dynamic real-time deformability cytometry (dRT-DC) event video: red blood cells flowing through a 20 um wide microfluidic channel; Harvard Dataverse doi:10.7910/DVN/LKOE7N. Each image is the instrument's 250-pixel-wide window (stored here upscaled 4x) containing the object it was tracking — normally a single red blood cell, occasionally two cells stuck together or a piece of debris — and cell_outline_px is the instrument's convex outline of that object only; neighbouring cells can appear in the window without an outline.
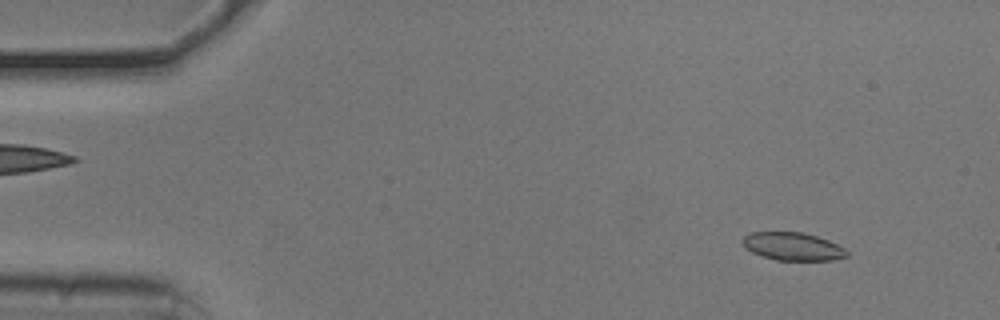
{"species": "common noctule bat (a hibernating species)", "species_latin": "Nyctalus noctula", "temperature_condition": "cold", "stored_images_in_passage": 53, "camera_frame_rate_fps": 3000, "um_per_image_px": 0.085, "animal": {"sex": "male", "body_mass_g": 20.5, "forearm_length_mm": 52.5}, "frame": {"image": 1, "passage_image": 5, "time_ms": 1.333, "image_size_px": [1000, 320], "cell_outline_px": [[848, 256], [832, 260], [776, 260], [752, 252], [744, 248], [740, 240], [744, 236], [752, 232], [804, 232], [828, 240], [844, 248], [848, 252]], "centroid_in_image_um": [67.36, 20.94], "position_along_channel_um": 17.6, "area_um2": 16.99}}
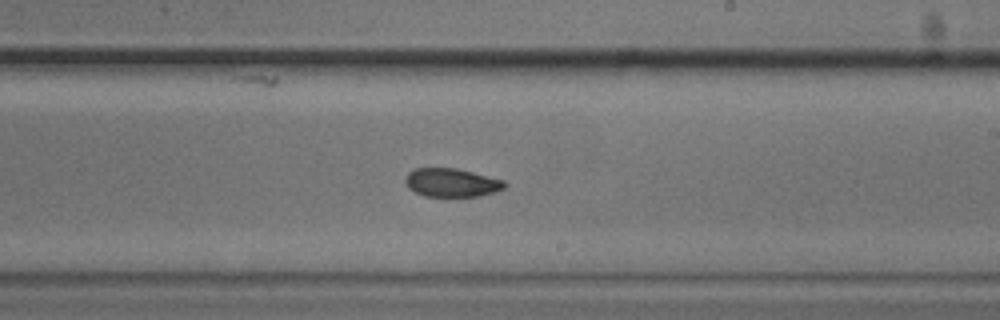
{"frame": {"image": 2, "passage_image": 31, "time_ms": 10.0, "image_size_px": [1000, 320], "cell_outline_px": [[508, 184], [504, 188], [496, 192], [480, 196], [424, 196], [408, 188], [404, 180], [408, 172], [412, 168], [456, 168], [504, 180]], "centroid_in_image_um": [38.38, 15.52], "position_along_channel_um": 250.6, "area_um2": 16.59}}
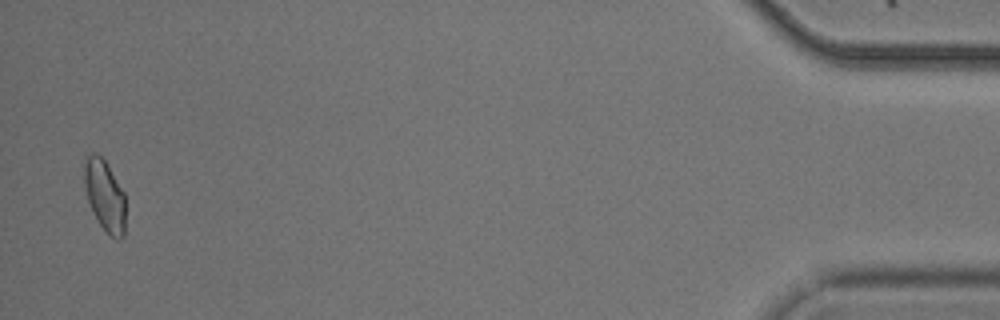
{"frame": {"image": 3, "passage_image": 52, "time_ms": 17.0, "image_size_px": [1000, 320], "cell_outline_px": [[124, 236], [120, 240], [116, 240], [100, 224], [92, 212], [88, 200], [84, 184], [84, 164], [88, 156], [92, 152], [96, 152], [104, 160], [124, 192]], "centroid_in_image_um": [8.89, 16.62], "position_along_channel_um": 426.3, "area_um2": 16.82}, "authors_computed_cell_mechanics": {"area_um2": 17.2822, "velocity_mm_per_s": 3.7722, "shape_relaxation_time_tau1_ms": 2.6201, "shape_relaxation_time_tau2_ms": 2.0658, "deformation_change_tau1": 0.0888, "deformation_change_tau2": 0.0674}}